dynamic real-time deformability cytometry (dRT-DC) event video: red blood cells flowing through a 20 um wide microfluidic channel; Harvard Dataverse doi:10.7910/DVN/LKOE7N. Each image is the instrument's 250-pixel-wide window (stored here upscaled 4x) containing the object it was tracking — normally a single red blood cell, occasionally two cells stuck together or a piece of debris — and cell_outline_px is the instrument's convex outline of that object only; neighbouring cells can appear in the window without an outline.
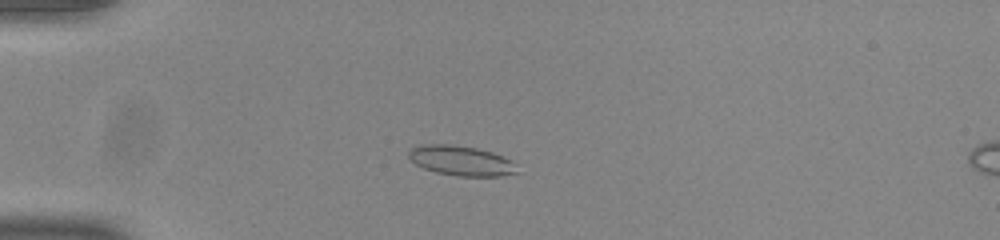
{"species": "common noctule bat (a hibernating species)", "species_latin": "Nyctalus noctula", "temperature_condition": "room temperature", "stored_images_in_passage": 4, "camera_frame_rate_fps": 3000, "um_per_image_px": 0.085, "animal": {"sex": "male", "body_mass_g": 20.0, "forearm_length_mm": 53.3}, "frame": {"image": 1, "passage_image": 1, "time_ms": 0.0, "image_size_px": [1000, 240], "cell_outline_px": [[508, 172], [488, 176], [476, 176], [444, 172], [428, 168], [420, 148], [468, 148], [484, 152], [496, 156], [504, 160]], "centroid_in_image_um": [39.41, 13.74], "position_along_channel_um": 45.6, "area_um2": 13.47}}